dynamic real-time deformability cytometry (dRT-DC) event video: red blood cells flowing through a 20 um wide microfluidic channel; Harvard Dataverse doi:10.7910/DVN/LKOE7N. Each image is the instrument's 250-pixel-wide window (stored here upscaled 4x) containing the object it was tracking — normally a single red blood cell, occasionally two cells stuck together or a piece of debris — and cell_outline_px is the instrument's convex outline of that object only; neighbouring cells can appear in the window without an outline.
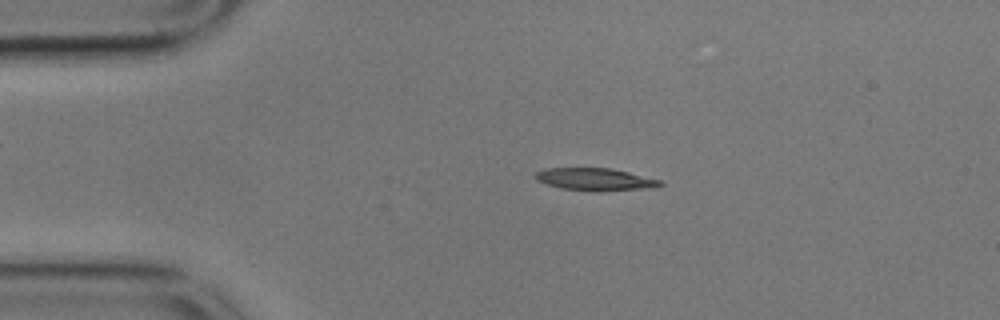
{"species": "common noctule bat (a hibernating species)", "species_latin": "Nyctalus noctula", "temperature_condition": "cold", "stored_images_in_passage": 52, "camera_frame_rate_fps": 3000, "um_per_image_px": 0.085, "animal": {"sex": "male", "body_mass_g": 17.9}, "frame": {"image": 1, "passage_image": 8, "time_ms": 2.333, "image_size_px": [1000, 320], "cell_outline_px": [[664, 184], [656, 188], [600, 192], [596, 192], [560, 188], [536, 180], [532, 176], [536, 172], [544, 168], [612, 168], [660, 180]], "centroid_in_image_um": [50.6, 15.26], "position_along_channel_um": 34.4, "area_um2": 16.65}}
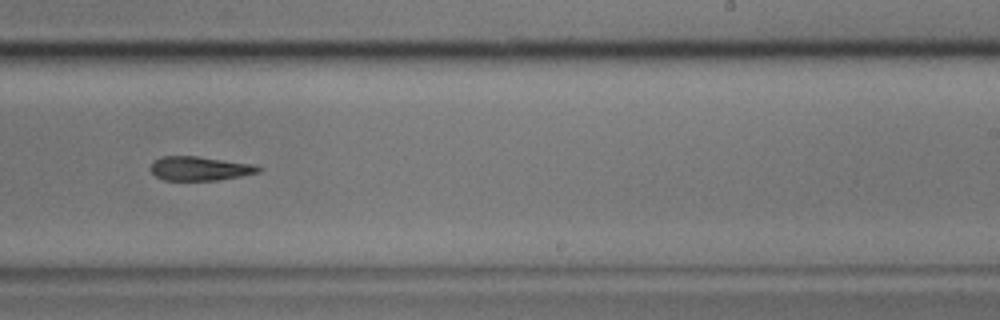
{"frame": {"image": 2, "passage_image": 31, "time_ms": 10.0, "image_size_px": [1000, 320], "cell_outline_px": [[264, 168], [260, 172], [240, 176], [216, 180], [164, 180], [156, 176], [152, 172], [152, 160], [160, 156], [196, 156], [256, 164]], "centroid_in_image_um": [17.02, 14.31], "position_along_channel_um": 272.0, "area_um2": 15.2}}
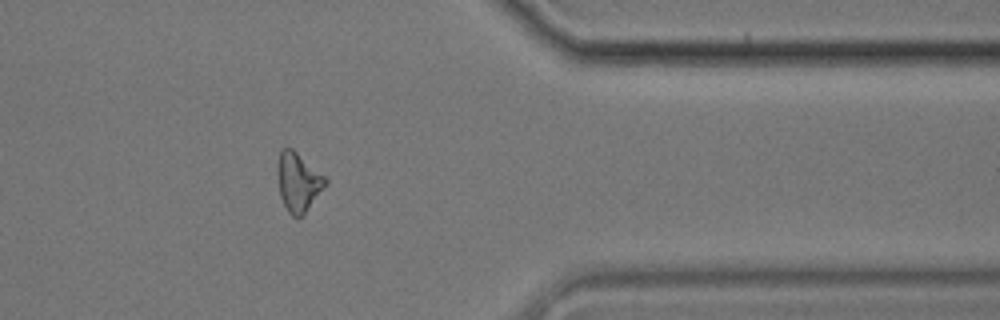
{"frame": {"image": 3, "passage_image": 42, "time_ms": 13.667, "image_size_px": [1000, 320], "cell_outline_px": [[328, 184], [304, 216], [292, 216], [288, 212], [280, 196], [276, 172], [276, 168], [280, 152], [284, 148], [292, 148], [328, 176]], "centroid_in_image_um": [25.4, 15.47], "position_along_channel_um": 386.0, "area_um2": 17.05}, "authors_computed_cell_mechanics": {"area_um2": 16.1262, "velocity_mm_per_s": 3.5634, "shape_relaxation_time_tau1_ms": 7.5996, "shape_relaxation_time_tau2_ms": null, "deformation_change_tau1": 0.2193, "deformation_change_tau2": null}}